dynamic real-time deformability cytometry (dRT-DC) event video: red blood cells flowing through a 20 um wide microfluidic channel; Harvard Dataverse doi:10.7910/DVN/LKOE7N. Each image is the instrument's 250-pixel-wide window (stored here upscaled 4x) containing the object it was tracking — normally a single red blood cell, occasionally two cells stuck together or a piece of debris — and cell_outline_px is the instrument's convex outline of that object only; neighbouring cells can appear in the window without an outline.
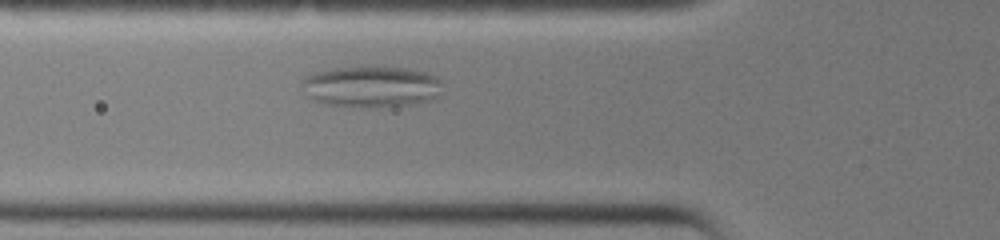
{"species": "common noctule bat (a hibernating species)", "species_latin": "Nyctalus noctula", "temperature_condition": "warm", "stored_images_in_passage": 30, "segment_of_instrument_passage": [1, 2], "camera_frame_rate_fps": 3000, "um_per_image_px": 0.085, "animal": {"sex": "female", "body_mass_g": 19.0, "forearm_length_mm": 51.5}, "frame": {"image": 1, "passage_image": 8, "time_ms": 2.333, "image_size_px": [1000, 240], "cell_outline_px": [[444, 80], [440, 96], [432, 100], [408, 104], [376, 108], [360, 108], [324, 104], [312, 100], [308, 96], [300, 84], [300, 80], [304, 76], [316, 72], [332, 68], [376, 64], [408, 68], [428, 72]], "centroid_in_image_um": [31.59, 7.34], "position_along_channel_um": 94.2, "area_um2": 35.43}}
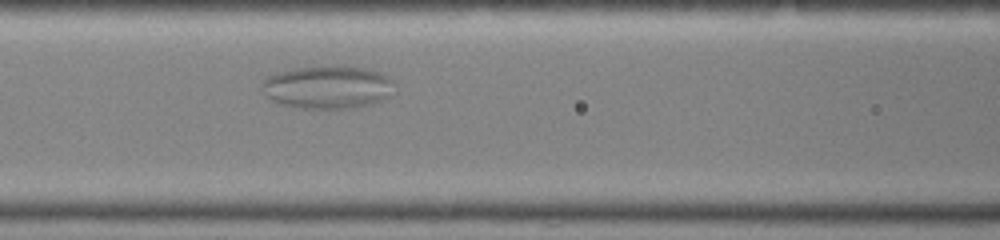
{"frame": {"image": 2, "passage_image": 11, "time_ms": 3.333, "image_size_px": [1000, 240], "cell_outline_px": [[392, 96], [384, 100], [372, 104], [352, 108], [300, 108], [280, 104], [264, 96], [264, 80], [268, 76], [276, 72], [296, 68], [340, 64], [368, 68], [380, 72], [388, 76], [392, 80]], "centroid_in_image_um": [27.89, 7.39], "position_along_channel_um": 138.7, "area_um2": 33.7}}